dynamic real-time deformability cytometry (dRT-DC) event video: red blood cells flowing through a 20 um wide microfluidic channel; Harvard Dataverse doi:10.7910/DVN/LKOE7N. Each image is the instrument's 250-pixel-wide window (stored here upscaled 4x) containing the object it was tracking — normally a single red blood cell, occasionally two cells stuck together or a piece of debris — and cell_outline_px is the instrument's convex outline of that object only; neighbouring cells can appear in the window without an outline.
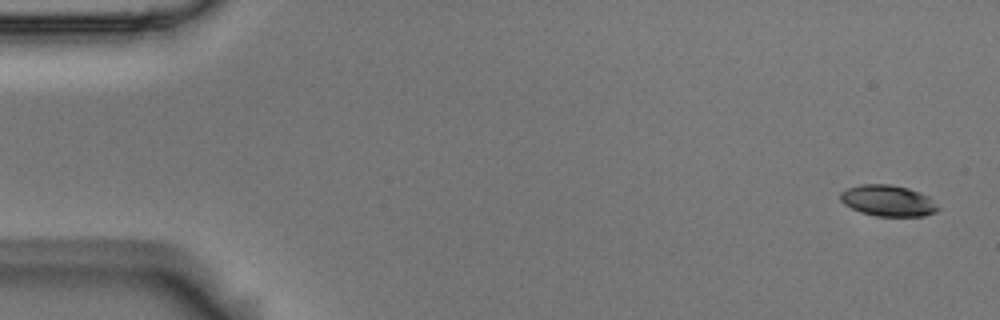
{"species": "Egyptian fruit bat (a non-hibernating species)", "species_latin": "Rousettus aegyptiacus", "temperature_condition": "room temperature", "stored_images_in_passage": 5, "camera_frame_rate_fps": 3000, "um_per_image_px": 0.085, "animal": {"sex": "male"}, "frame": {"image": 1, "passage_image": 1, "time_ms": 0.0, "image_size_px": [1000, 320], "cell_outline_px": [[940, 208], [936, 212], [924, 216], [876, 216], [860, 212], [844, 204], [840, 200], [840, 192], [848, 188], [860, 184], [892, 184], [908, 188], [920, 192], [928, 196]], "centroid_in_image_um": [75.47, 17.05], "position_along_channel_um": 9.5, "area_um2": 17.8}}
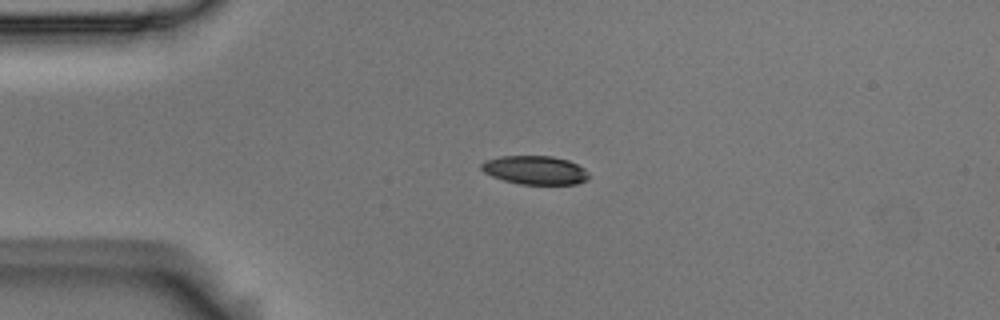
{"frame": {"image": 2, "passage_image": 4, "time_ms": 1.0, "image_size_px": [1000, 320], "cell_outline_px": [[588, 180], [576, 184], [520, 184], [504, 180], [492, 176], [484, 172], [480, 168], [480, 164], [484, 160], [500, 156], [552, 156], [568, 160], [584, 168], [588, 172]], "centroid_in_image_um": [45.46, 14.45], "position_along_channel_um": 39.5, "area_um2": 17.98}}